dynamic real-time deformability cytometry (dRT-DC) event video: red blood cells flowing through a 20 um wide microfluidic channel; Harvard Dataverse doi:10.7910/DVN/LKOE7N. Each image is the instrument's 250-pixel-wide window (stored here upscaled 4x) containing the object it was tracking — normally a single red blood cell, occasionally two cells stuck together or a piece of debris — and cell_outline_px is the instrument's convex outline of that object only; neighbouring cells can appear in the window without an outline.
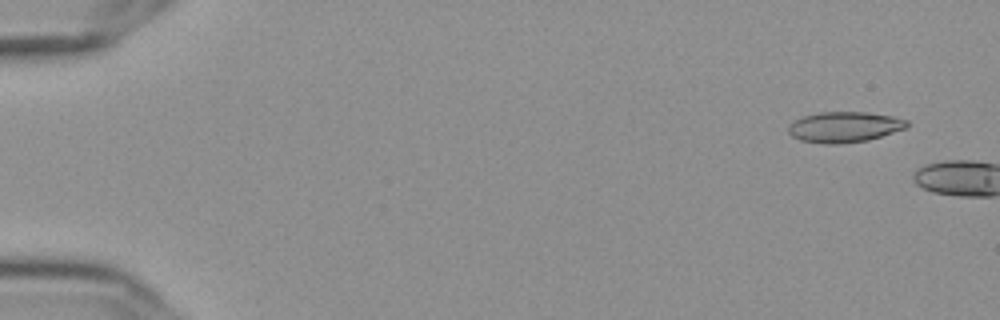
{"species": "Egyptian fruit bat (a non-hibernating species)", "species_latin": "Rousettus aegyptiacus", "temperature_condition": "cold", "stored_images_in_passage": 6, "camera_frame_rate_fps": 3000, "um_per_image_px": 0.085, "frame": {"image": 1, "passage_image": 4, "time_ms": 1.0, "image_size_px": [1000, 320], "cell_outline_px": [[908, 128], [868, 140], [840, 144], [824, 144], [800, 140], [792, 136], [788, 132], [788, 124], [804, 116], [820, 112], [868, 112], [892, 116], [908, 120]], "centroid_in_image_um": [71.79, 10.8], "position_along_channel_um": 13.2, "area_um2": 21.27}}